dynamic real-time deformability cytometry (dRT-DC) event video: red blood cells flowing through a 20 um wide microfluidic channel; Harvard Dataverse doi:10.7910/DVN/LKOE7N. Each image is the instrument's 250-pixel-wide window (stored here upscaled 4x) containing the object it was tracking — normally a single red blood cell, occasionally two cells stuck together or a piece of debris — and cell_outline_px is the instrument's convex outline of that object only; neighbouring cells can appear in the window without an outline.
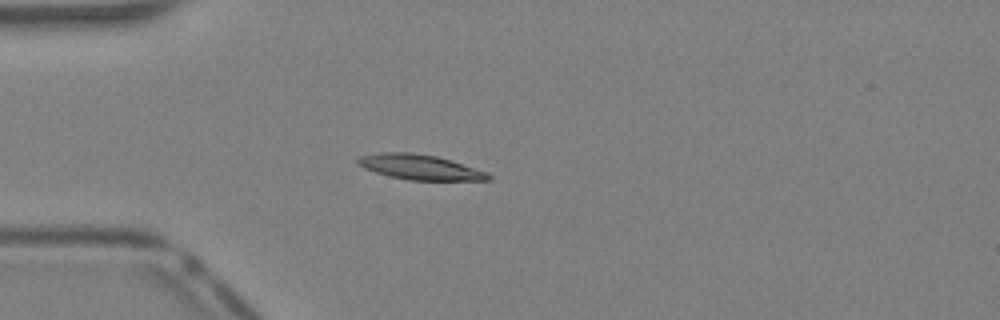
{"species": "Egyptian fruit bat (a non-hibernating species)", "species_latin": "Rousettus aegyptiacus", "temperature_condition": "warm", "stored_images_in_passage": 35, "camera_frame_rate_fps": 3000, "um_per_image_px": 0.085, "animal": {"sex": "female"}, "frame": {"image": 1, "passage_image": 6, "time_ms": 1.667, "image_size_px": [1000, 320], "cell_outline_px": [[492, 180], [408, 180], [388, 176], [364, 168], [356, 164], [356, 160], [360, 156], [380, 152], [412, 152], [436, 156], [452, 160], [488, 172], [492, 176]], "centroid_in_image_um": [35.7, 14.2], "position_along_channel_um": 49.3, "area_um2": 19.25}}
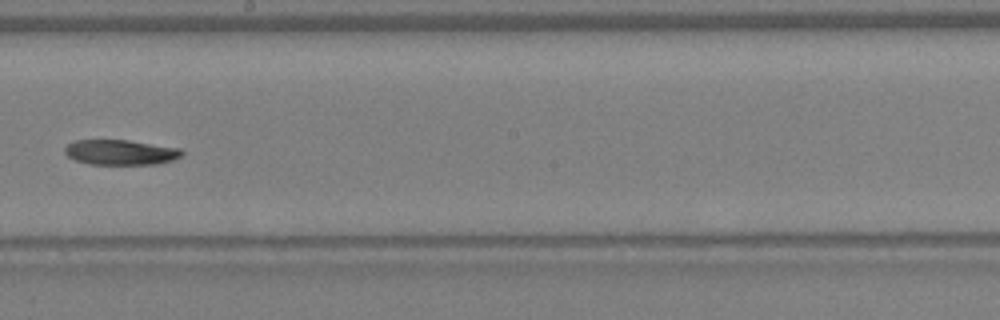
{"frame": {"image": 2, "passage_image": 18, "time_ms": 5.667, "image_size_px": [1000, 320], "cell_outline_px": [[184, 152], [180, 156], [172, 160], [156, 164], [88, 164], [76, 160], [68, 156], [64, 152], [64, 148], [68, 144], [76, 140], [128, 140], [180, 148]], "centroid_in_image_um": [10.24, 12.94], "position_along_channel_um": 238.0, "area_um2": 17.05}}
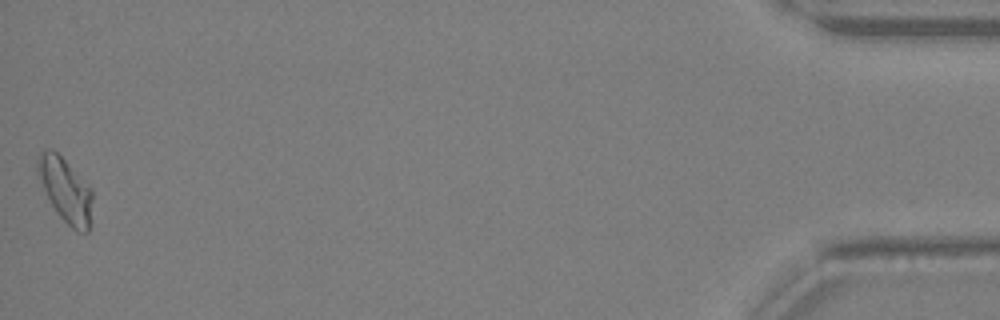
{"frame": {"image": 3, "passage_image": 35, "time_ms": 11.333, "image_size_px": [1000, 320], "cell_outline_px": [[92, 200], [88, 232], [76, 232], [56, 212], [44, 188], [36, 168], [36, 160], [40, 152], [44, 148], [52, 148], [92, 188]], "centroid_in_image_um": [5.56, 16.13], "position_along_channel_um": 429.6, "area_um2": 20.11}}